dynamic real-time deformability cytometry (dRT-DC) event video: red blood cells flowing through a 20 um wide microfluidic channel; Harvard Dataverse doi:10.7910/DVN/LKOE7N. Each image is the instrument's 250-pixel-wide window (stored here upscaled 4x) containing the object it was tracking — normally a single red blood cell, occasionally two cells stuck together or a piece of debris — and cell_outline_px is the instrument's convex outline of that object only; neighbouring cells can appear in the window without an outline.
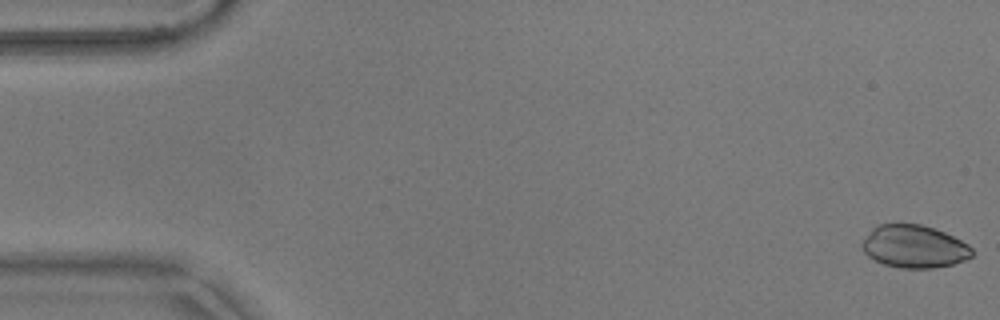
{"species": "common noctule bat (a hibernating species)", "species_latin": "Nyctalus noctula", "temperature_condition": "warm", "stored_images_in_passage": 11, "camera_frame_rate_fps": 3000, "um_per_image_px": 0.085, "animal": {"sex": "male", "body_mass_g": 17.9}, "frame": {"image": 1, "passage_image": 1, "time_ms": 0.0, "image_size_px": [1000, 320], "cell_outline_px": [[972, 256], [964, 260], [952, 264], [932, 268], [900, 268], [884, 264], [868, 256], [864, 252], [860, 244], [872, 228], [876, 224], [920, 224], [944, 232], [968, 244], [972, 248]], "centroid_in_image_um": [77.68, 20.95], "position_along_channel_um": 7.3, "area_um2": 27.22}}